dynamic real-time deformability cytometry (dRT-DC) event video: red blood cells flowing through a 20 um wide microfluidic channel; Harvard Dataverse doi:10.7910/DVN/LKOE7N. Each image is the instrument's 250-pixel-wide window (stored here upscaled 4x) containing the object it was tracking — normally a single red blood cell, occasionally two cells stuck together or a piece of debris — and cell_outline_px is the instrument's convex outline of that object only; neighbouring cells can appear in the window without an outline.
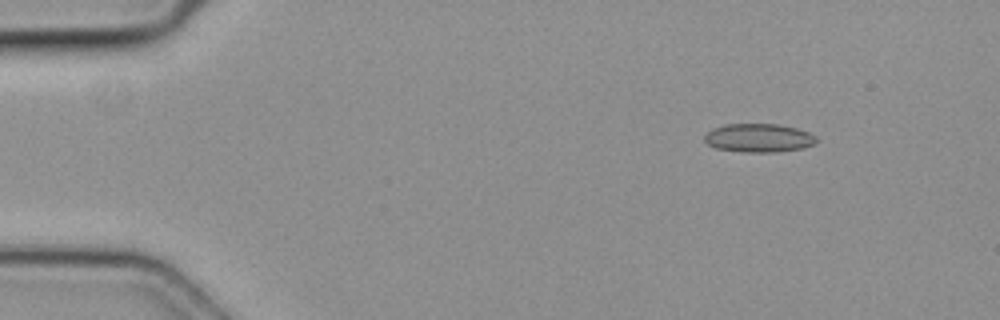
{"species": "common noctule bat (a hibernating species)", "species_latin": "Nyctalus noctula", "temperature_condition": "cold", "stored_images_in_passage": 4, "camera_frame_rate_fps": 3000, "um_per_image_px": 0.085, "animal": {"sex": "female", "body_mass_g": 19.3, "forearm_length_mm": 54.1}, "frame": {"image": 1, "passage_image": 2, "time_ms": 0.333, "image_size_px": [1000, 320], "cell_outline_px": [[816, 140], [812, 144], [804, 148], [776, 152], [744, 152], [716, 148], [708, 144], [704, 140], [704, 136], [712, 128], [724, 124], [776, 124], [796, 128], [808, 132], [816, 136]], "centroid_in_image_um": [64.47, 11.72], "position_along_channel_um": 20.5, "area_um2": 18.55}}
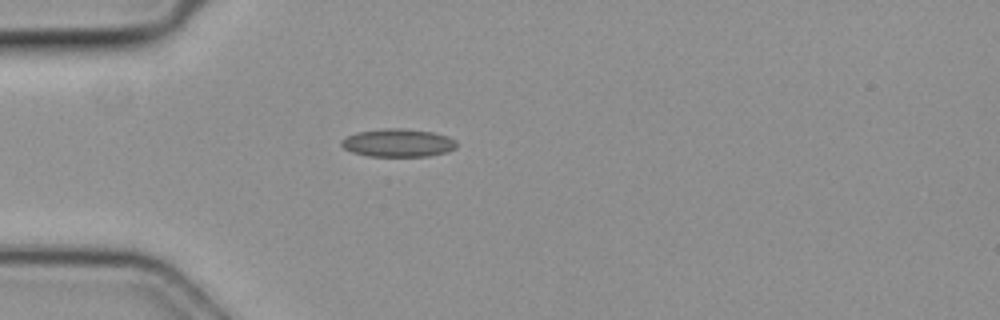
{"frame": {"image": 2, "passage_image": 4, "time_ms": 1.0, "image_size_px": [1000, 320], "cell_outline_px": [[456, 148], [448, 152], [428, 156], [368, 156], [352, 152], [344, 148], [340, 144], [340, 140], [356, 132], [384, 128], [400, 128], [432, 132], [448, 136], [456, 140]], "centroid_in_image_um": [33.83, 12.14], "position_along_channel_um": 51.2, "area_um2": 18.9}}